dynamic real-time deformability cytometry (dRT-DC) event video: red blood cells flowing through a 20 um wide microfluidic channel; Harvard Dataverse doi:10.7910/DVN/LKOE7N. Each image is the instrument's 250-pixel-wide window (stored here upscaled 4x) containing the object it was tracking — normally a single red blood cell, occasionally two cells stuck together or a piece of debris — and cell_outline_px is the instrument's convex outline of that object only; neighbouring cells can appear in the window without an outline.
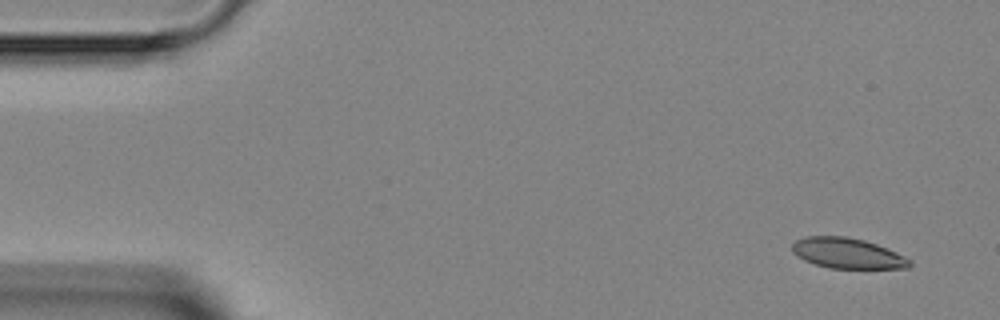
{"species": "Egyptian fruit bat (a non-hibernating species)", "species_latin": "Rousettus aegyptiacus", "temperature_condition": "room temperature", "stored_images_in_passage": 3, "camera_frame_rate_fps": 3000, "um_per_image_px": 0.085, "animal": {"sex": "female"}, "frame": {"image": 1, "passage_image": 1, "time_ms": 0.0, "image_size_px": [1000, 320], "cell_outline_px": [[912, 264], [908, 268], [828, 268], [804, 260], [796, 256], [792, 252], [792, 244], [796, 240], [804, 236], [844, 236], [864, 240], [876, 244], [896, 252], [912, 260]], "centroid_in_image_um": [72.02, 21.52], "position_along_channel_um": 13.0, "area_um2": 20.87}}
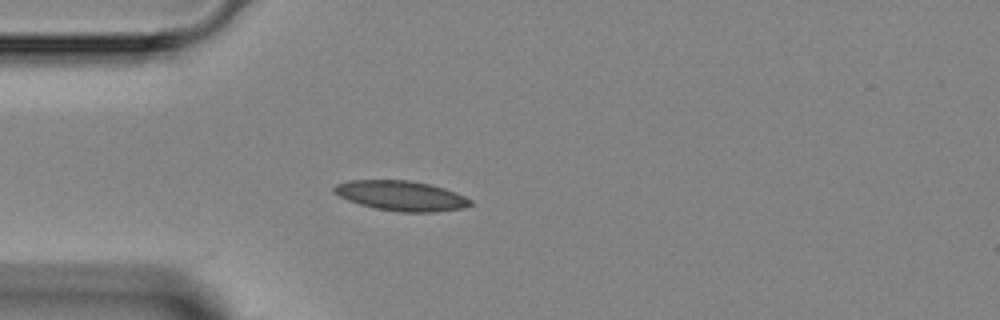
{"frame": {"image": 2, "passage_image": 3, "time_ms": 3.333, "image_size_px": [1000, 320], "cell_outline_px": [[472, 204], [464, 208], [436, 212], [396, 212], [376, 208], [360, 204], [348, 200], [332, 192], [332, 188], [336, 184], [348, 180], [408, 180], [428, 184], [444, 188], [456, 192], [472, 200]], "centroid_in_image_um": [34.09, 16.64], "position_along_channel_um": 50.9, "area_um2": 23.87}}